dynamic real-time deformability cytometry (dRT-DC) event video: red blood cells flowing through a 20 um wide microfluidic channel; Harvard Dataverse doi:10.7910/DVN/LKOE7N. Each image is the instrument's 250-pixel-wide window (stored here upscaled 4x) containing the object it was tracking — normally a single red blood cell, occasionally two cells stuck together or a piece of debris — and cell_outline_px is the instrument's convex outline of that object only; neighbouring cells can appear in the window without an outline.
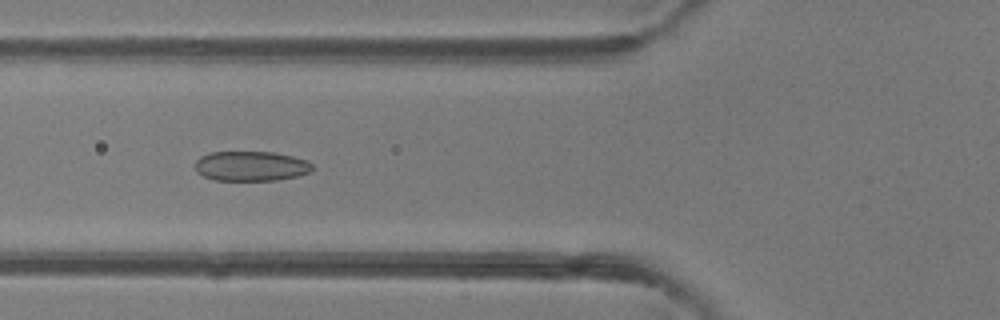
{"species": "common noctule bat (a hibernating species)", "species_latin": "Nyctalus noctula", "temperature_condition": "room temperature", "stored_images_in_passage": 8, "camera_frame_rate_fps": 3000, "um_per_image_px": 0.085, "animal": {"sex": "female"}, "frame": {"image": 1, "passage_image": 5, "time_ms": 5.333, "image_size_px": [1000, 320], "cell_outline_px": [[312, 168], [308, 172], [296, 176], [276, 180], [216, 180], [204, 176], [196, 172], [196, 160], [200, 156], [212, 152], [272, 152], [292, 156], [308, 160], [312, 164]], "centroid_in_image_um": [21.32, 14.11], "position_along_channel_um": 104.5, "area_um2": 20.23}}
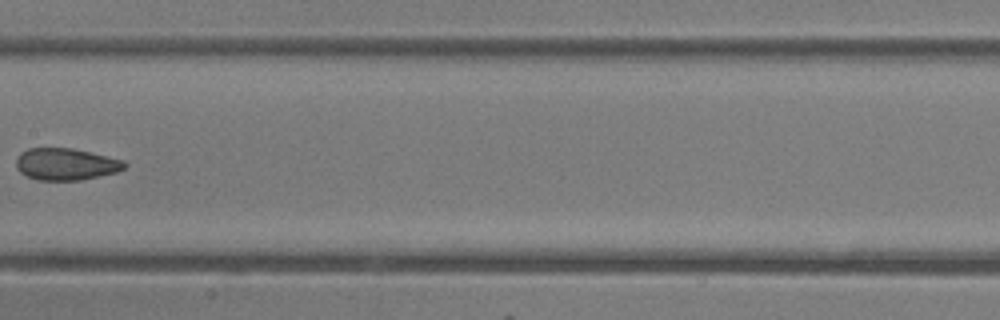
{"frame": {"image": 2, "passage_image": 7, "time_ms": 7.667, "image_size_px": [1000, 320], "cell_outline_px": [[128, 164], [124, 168], [116, 172], [80, 180], [36, 180], [20, 172], [16, 168], [16, 156], [20, 152], [28, 148], [72, 148], [124, 160]], "centroid_in_image_um": [5.57, 13.95], "position_along_channel_um": 201.8, "area_um2": 20.17}}
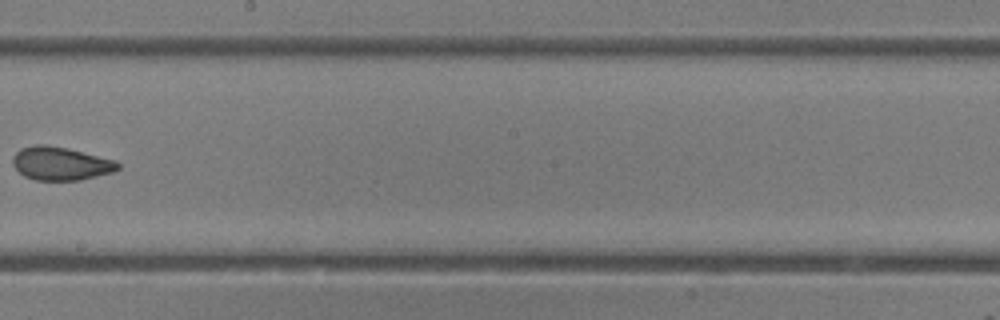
{"frame": {"image": 3, "passage_image": 8, "time_ms": 8.667, "image_size_px": [1000, 320], "cell_outline_px": [[120, 168], [112, 172], [80, 180], [36, 180], [24, 176], [12, 164], [12, 160], [16, 152], [20, 148], [36, 144], [44, 144], [68, 148], [116, 160], [120, 164]], "centroid_in_image_um": [5.16, 13.89], "position_along_channel_um": 243.0, "area_um2": 20.46}}